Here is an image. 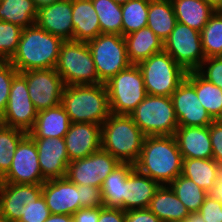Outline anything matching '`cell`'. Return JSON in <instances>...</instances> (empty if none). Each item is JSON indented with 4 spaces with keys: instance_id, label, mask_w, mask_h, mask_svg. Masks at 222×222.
I'll return each instance as SVG.
<instances>
[{
    "instance_id": "cell-1",
    "label": "cell",
    "mask_w": 222,
    "mask_h": 222,
    "mask_svg": "<svg viewBox=\"0 0 222 222\" xmlns=\"http://www.w3.org/2000/svg\"><path fill=\"white\" fill-rule=\"evenodd\" d=\"M182 162L174 135L146 136L134 168L160 185H169L182 173Z\"/></svg>"
},
{
    "instance_id": "cell-2",
    "label": "cell",
    "mask_w": 222,
    "mask_h": 222,
    "mask_svg": "<svg viewBox=\"0 0 222 222\" xmlns=\"http://www.w3.org/2000/svg\"><path fill=\"white\" fill-rule=\"evenodd\" d=\"M64 40L48 33L36 23L23 28L18 48L9 60L19 72L55 68Z\"/></svg>"
},
{
    "instance_id": "cell-3",
    "label": "cell",
    "mask_w": 222,
    "mask_h": 222,
    "mask_svg": "<svg viewBox=\"0 0 222 222\" xmlns=\"http://www.w3.org/2000/svg\"><path fill=\"white\" fill-rule=\"evenodd\" d=\"M61 105L71 123L102 125L111 114L107 89L103 83L65 86Z\"/></svg>"
},
{
    "instance_id": "cell-4",
    "label": "cell",
    "mask_w": 222,
    "mask_h": 222,
    "mask_svg": "<svg viewBox=\"0 0 222 222\" xmlns=\"http://www.w3.org/2000/svg\"><path fill=\"white\" fill-rule=\"evenodd\" d=\"M145 137L129 115L111 113L101 125V149L120 163L137 162Z\"/></svg>"
},
{
    "instance_id": "cell-5",
    "label": "cell",
    "mask_w": 222,
    "mask_h": 222,
    "mask_svg": "<svg viewBox=\"0 0 222 222\" xmlns=\"http://www.w3.org/2000/svg\"><path fill=\"white\" fill-rule=\"evenodd\" d=\"M148 95L171 97L187 71L164 50L138 64Z\"/></svg>"
},
{
    "instance_id": "cell-6",
    "label": "cell",
    "mask_w": 222,
    "mask_h": 222,
    "mask_svg": "<svg viewBox=\"0 0 222 222\" xmlns=\"http://www.w3.org/2000/svg\"><path fill=\"white\" fill-rule=\"evenodd\" d=\"M104 84L112 114L130 115L148 95L142 72L135 64L121 70Z\"/></svg>"
},
{
    "instance_id": "cell-7",
    "label": "cell",
    "mask_w": 222,
    "mask_h": 222,
    "mask_svg": "<svg viewBox=\"0 0 222 222\" xmlns=\"http://www.w3.org/2000/svg\"><path fill=\"white\" fill-rule=\"evenodd\" d=\"M55 69L66 86L101 84L87 42L64 41Z\"/></svg>"
},
{
    "instance_id": "cell-8",
    "label": "cell",
    "mask_w": 222,
    "mask_h": 222,
    "mask_svg": "<svg viewBox=\"0 0 222 222\" xmlns=\"http://www.w3.org/2000/svg\"><path fill=\"white\" fill-rule=\"evenodd\" d=\"M129 116L145 136H171L178 128L171 97L147 95Z\"/></svg>"
},
{
    "instance_id": "cell-9",
    "label": "cell",
    "mask_w": 222,
    "mask_h": 222,
    "mask_svg": "<svg viewBox=\"0 0 222 222\" xmlns=\"http://www.w3.org/2000/svg\"><path fill=\"white\" fill-rule=\"evenodd\" d=\"M95 70L101 83H106L121 70L131 65L124 36L118 34H99L87 42Z\"/></svg>"
},
{
    "instance_id": "cell-10",
    "label": "cell",
    "mask_w": 222,
    "mask_h": 222,
    "mask_svg": "<svg viewBox=\"0 0 222 222\" xmlns=\"http://www.w3.org/2000/svg\"><path fill=\"white\" fill-rule=\"evenodd\" d=\"M163 50L187 72L196 71L206 59L201 33L179 22H176L169 37L163 42Z\"/></svg>"
},
{
    "instance_id": "cell-11",
    "label": "cell",
    "mask_w": 222,
    "mask_h": 222,
    "mask_svg": "<svg viewBox=\"0 0 222 222\" xmlns=\"http://www.w3.org/2000/svg\"><path fill=\"white\" fill-rule=\"evenodd\" d=\"M20 74L26 79L29 97L37 111L61 104L66 85L55 68L33 69Z\"/></svg>"
},
{
    "instance_id": "cell-12",
    "label": "cell",
    "mask_w": 222,
    "mask_h": 222,
    "mask_svg": "<svg viewBox=\"0 0 222 222\" xmlns=\"http://www.w3.org/2000/svg\"><path fill=\"white\" fill-rule=\"evenodd\" d=\"M37 113L28 94L26 79L18 73L12 80L7 107L0 123L28 133L35 124Z\"/></svg>"
},
{
    "instance_id": "cell-13",
    "label": "cell",
    "mask_w": 222,
    "mask_h": 222,
    "mask_svg": "<svg viewBox=\"0 0 222 222\" xmlns=\"http://www.w3.org/2000/svg\"><path fill=\"white\" fill-rule=\"evenodd\" d=\"M120 162L102 149L68 164L66 178L76 185L101 188L106 177Z\"/></svg>"
},
{
    "instance_id": "cell-14",
    "label": "cell",
    "mask_w": 222,
    "mask_h": 222,
    "mask_svg": "<svg viewBox=\"0 0 222 222\" xmlns=\"http://www.w3.org/2000/svg\"><path fill=\"white\" fill-rule=\"evenodd\" d=\"M45 181L39 165L36 143L27 133L17 145L11 167L0 183L43 184Z\"/></svg>"
},
{
    "instance_id": "cell-15",
    "label": "cell",
    "mask_w": 222,
    "mask_h": 222,
    "mask_svg": "<svg viewBox=\"0 0 222 222\" xmlns=\"http://www.w3.org/2000/svg\"><path fill=\"white\" fill-rule=\"evenodd\" d=\"M171 99L178 121V127H205L210 126L214 121L201 105L195 88L186 79L172 93Z\"/></svg>"
},
{
    "instance_id": "cell-16",
    "label": "cell",
    "mask_w": 222,
    "mask_h": 222,
    "mask_svg": "<svg viewBox=\"0 0 222 222\" xmlns=\"http://www.w3.org/2000/svg\"><path fill=\"white\" fill-rule=\"evenodd\" d=\"M41 195L42 184L0 183V215L5 222H18Z\"/></svg>"
},
{
    "instance_id": "cell-17",
    "label": "cell",
    "mask_w": 222,
    "mask_h": 222,
    "mask_svg": "<svg viewBox=\"0 0 222 222\" xmlns=\"http://www.w3.org/2000/svg\"><path fill=\"white\" fill-rule=\"evenodd\" d=\"M39 165L46 180L65 178L70 163L64 138H33Z\"/></svg>"
},
{
    "instance_id": "cell-18",
    "label": "cell",
    "mask_w": 222,
    "mask_h": 222,
    "mask_svg": "<svg viewBox=\"0 0 222 222\" xmlns=\"http://www.w3.org/2000/svg\"><path fill=\"white\" fill-rule=\"evenodd\" d=\"M42 195L51 214L73 215L80 209L77 185L66 177L46 180L42 184Z\"/></svg>"
},
{
    "instance_id": "cell-19",
    "label": "cell",
    "mask_w": 222,
    "mask_h": 222,
    "mask_svg": "<svg viewBox=\"0 0 222 222\" xmlns=\"http://www.w3.org/2000/svg\"><path fill=\"white\" fill-rule=\"evenodd\" d=\"M64 141L70 162L87 157L101 149V125L71 123Z\"/></svg>"
},
{
    "instance_id": "cell-20",
    "label": "cell",
    "mask_w": 222,
    "mask_h": 222,
    "mask_svg": "<svg viewBox=\"0 0 222 222\" xmlns=\"http://www.w3.org/2000/svg\"><path fill=\"white\" fill-rule=\"evenodd\" d=\"M35 23L64 41L73 40L72 0H59L38 9Z\"/></svg>"
},
{
    "instance_id": "cell-21",
    "label": "cell",
    "mask_w": 222,
    "mask_h": 222,
    "mask_svg": "<svg viewBox=\"0 0 222 222\" xmlns=\"http://www.w3.org/2000/svg\"><path fill=\"white\" fill-rule=\"evenodd\" d=\"M174 137L182 158L212 159L213 149L210 140L209 126L178 127Z\"/></svg>"
},
{
    "instance_id": "cell-22",
    "label": "cell",
    "mask_w": 222,
    "mask_h": 222,
    "mask_svg": "<svg viewBox=\"0 0 222 222\" xmlns=\"http://www.w3.org/2000/svg\"><path fill=\"white\" fill-rule=\"evenodd\" d=\"M160 184L134 169L124 184L123 210L148 208Z\"/></svg>"
},
{
    "instance_id": "cell-23",
    "label": "cell",
    "mask_w": 222,
    "mask_h": 222,
    "mask_svg": "<svg viewBox=\"0 0 222 222\" xmlns=\"http://www.w3.org/2000/svg\"><path fill=\"white\" fill-rule=\"evenodd\" d=\"M73 40L88 42L101 34L97 12L91 0H72Z\"/></svg>"
},
{
    "instance_id": "cell-24",
    "label": "cell",
    "mask_w": 222,
    "mask_h": 222,
    "mask_svg": "<svg viewBox=\"0 0 222 222\" xmlns=\"http://www.w3.org/2000/svg\"><path fill=\"white\" fill-rule=\"evenodd\" d=\"M70 124L69 117L60 104L38 111L35 124L28 134L32 138H64Z\"/></svg>"
},
{
    "instance_id": "cell-25",
    "label": "cell",
    "mask_w": 222,
    "mask_h": 222,
    "mask_svg": "<svg viewBox=\"0 0 222 222\" xmlns=\"http://www.w3.org/2000/svg\"><path fill=\"white\" fill-rule=\"evenodd\" d=\"M148 209L152 211L161 222L186 220L190 215L187 208L175 195L169 185H160L151 199Z\"/></svg>"
},
{
    "instance_id": "cell-26",
    "label": "cell",
    "mask_w": 222,
    "mask_h": 222,
    "mask_svg": "<svg viewBox=\"0 0 222 222\" xmlns=\"http://www.w3.org/2000/svg\"><path fill=\"white\" fill-rule=\"evenodd\" d=\"M131 64L138 65L153 54L163 51V41L148 27L124 36Z\"/></svg>"
},
{
    "instance_id": "cell-27",
    "label": "cell",
    "mask_w": 222,
    "mask_h": 222,
    "mask_svg": "<svg viewBox=\"0 0 222 222\" xmlns=\"http://www.w3.org/2000/svg\"><path fill=\"white\" fill-rule=\"evenodd\" d=\"M176 21L199 32L208 23L215 9L204 0H171Z\"/></svg>"
},
{
    "instance_id": "cell-28",
    "label": "cell",
    "mask_w": 222,
    "mask_h": 222,
    "mask_svg": "<svg viewBox=\"0 0 222 222\" xmlns=\"http://www.w3.org/2000/svg\"><path fill=\"white\" fill-rule=\"evenodd\" d=\"M181 174L208 192L222 175V166L213 158H187L183 159Z\"/></svg>"
},
{
    "instance_id": "cell-29",
    "label": "cell",
    "mask_w": 222,
    "mask_h": 222,
    "mask_svg": "<svg viewBox=\"0 0 222 222\" xmlns=\"http://www.w3.org/2000/svg\"><path fill=\"white\" fill-rule=\"evenodd\" d=\"M185 79L195 88L201 105L216 121L222 113V89L207 81L197 71H188Z\"/></svg>"
},
{
    "instance_id": "cell-30",
    "label": "cell",
    "mask_w": 222,
    "mask_h": 222,
    "mask_svg": "<svg viewBox=\"0 0 222 222\" xmlns=\"http://www.w3.org/2000/svg\"><path fill=\"white\" fill-rule=\"evenodd\" d=\"M130 163H120L106 177L101 186L104 207L121 208L123 210L124 184L128 175L134 170Z\"/></svg>"
},
{
    "instance_id": "cell-31",
    "label": "cell",
    "mask_w": 222,
    "mask_h": 222,
    "mask_svg": "<svg viewBox=\"0 0 222 222\" xmlns=\"http://www.w3.org/2000/svg\"><path fill=\"white\" fill-rule=\"evenodd\" d=\"M176 22L171 0H150L147 27L163 42L169 37Z\"/></svg>"
},
{
    "instance_id": "cell-32",
    "label": "cell",
    "mask_w": 222,
    "mask_h": 222,
    "mask_svg": "<svg viewBox=\"0 0 222 222\" xmlns=\"http://www.w3.org/2000/svg\"><path fill=\"white\" fill-rule=\"evenodd\" d=\"M37 11L33 0H0V20L22 28L35 24Z\"/></svg>"
},
{
    "instance_id": "cell-33",
    "label": "cell",
    "mask_w": 222,
    "mask_h": 222,
    "mask_svg": "<svg viewBox=\"0 0 222 222\" xmlns=\"http://www.w3.org/2000/svg\"><path fill=\"white\" fill-rule=\"evenodd\" d=\"M169 186L189 213H198L208 195L204 189L182 174L178 175Z\"/></svg>"
},
{
    "instance_id": "cell-34",
    "label": "cell",
    "mask_w": 222,
    "mask_h": 222,
    "mask_svg": "<svg viewBox=\"0 0 222 222\" xmlns=\"http://www.w3.org/2000/svg\"><path fill=\"white\" fill-rule=\"evenodd\" d=\"M98 15L101 34H118L122 36L121 5L113 0H91Z\"/></svg>"
},
{
    "instance_id": "cell-35",
    "label": "cell",
    "mask_w": 222,
    "mask_h": 222,
    "mask_svg": "<svg viewBox=\"0 0 222 222\" xmlns=\"http://www.w3.org/2000/svg\"><path fill=\"white\" fill-rule=\"evenodd\" d=\"M149 3L150 0H130L121 5L122 36L147 27Z\"/></svg>"
},
{
    "instance_id": "cell-36",
    "label": "cell",
    "mask_w": 222,
    "mask_h": 222,
    "mask_svg": "<svg viewBox=\"0 0 222 222\" xmlns=\"http://www.w3.org/2000/svg\"><path fill=\"white\" fill-rule=\"evenodd\" d=\"M27 132L0 123V176L10 169L17 145Z\"/></svg>"
},
{
    "instance_id": "cell-37",
    "label": "cell",
    "mask_w": 222,
    "mask_h": 222,
    "mask_svg": "<svg viewBox=\"0 0 222 222\" xmlns=\"http://www.w3.org/2000/svg\"><path fill=\"white\" fill-rule=\"evenodd\" d=\"M200 33L205 57L222 56V14L218 10L210 17Z\"/></svg>"
},
{
    "instance_id": "cell-38",
    "label": "cell",
    "mask_w": 222,
    "mask_h": 222,
    "mask_svg": "<svg viewBox=\"0 0 222 222\" xmlns=\"http://www.w3.org/2000/svg\"><path fill=\"white\" fill-rule=\"evenodd\" d=\"M23 28L0 20V60H10L16 53Z\"/></svg>"
},
{
    "instance_id": "cell-39",
    "label": "cell",
    "mask_w": 222,
    "mask_h": 222,
    "mask_svg": "<svg viewBox=\"0 0 222 222\" xmlns=\"http://www.w3.org/2000/svg\"><path fill=\"white\" fill-rule=\"evenodd\" d=\"M18 73L9 60H0V117L7 107L12 80Z\"/></svg>"
},
{
    "instance_id": "cell-40",
    "label": "cell",
    "mask_w": 222,
    "mask_h": 222,
    "mask_svg": "<svg viewBox=\"0 0 222 222\" xmlns=\"http://www.w3.org/2000/svg\"><path fill=\"white\" fill-rule=\"evenodd\" d=\"M203 78L222 89V57L206 58L196 70Z\"/></svg>"
},
{
    "instance_id": "cell-41",
    "label": "cell",
    "mask_w": 222,
    "mask_h": 222,
    "mask_svg": "<svg viewBox=\"0 0 222 222\" xmlns=\"http://www.w3.org/2000/svg\"><path fill=\"white\" fill-rule=\"evenodd\" d=\"M50 214L45 199L41 195L36 201L30 202L26 213L22 215L18 222H44Z\"/></svg>"
},
{
    "instance_id": "cell-42",
    "label": "cell",
    "mask_w": 222,
    "mask_h": 222,
    "mask_svg": "<svg viewBox=\"0 0 222 222\" xmlns=\"http://www.w3.org/2000/svg\"><path fill=\"white\" fill-rule=\"evenodd\" d=\"M80 196V208L103 206L101 189L91 185H77Z\"/></svg>"
},
{
    "instance_id": "cell-43",
    "label": "cell",
    "mask_w": 222,
    "mask_h": 222,
    "mask_svg": "<svg viewBox=\"0 0 222 222\" xmlns=\"http://www.w3.org/2000/svg\"><path fill=\"white\" fill-rule=\"evenodd\" d=\"M198 213L205 222H222V202L207 195Z\"/></svg>"
},
{
    "instance_id": "cell-44",
    "label": "cell",
    "mask_w": 222,
    "mask_h": 222,
    "mask_svg": "<svg viewBox=\"0 0 222 222\" xmlns=\"http://www.w3.org/2000/svg\"><path fill=\"white\" fill-rule=\"evenodd\" d=\"M210 140L212 142L213 159L222 166V125L213 121L209 126Z\"/></svg>"
},
{
    "instance_id": "cell-45",
    "label": "cell",
    "mask_w": 222,
    "mask_h": 222,
    "mask_svg": "<svg viewBox=\"0 0 222 222\" xmlns=\"http://www.w3.org/2000/svg\"><path fill=\"white\" fill-rule=\"evenodd\" d=\"M125 222H161V220L148 208H141L125 211Z\"/></svg>"
},
{
    "instance_id": "cell-46",
    "label": "cell",
    "mask_w": 222,
    "mask_h": 222,
    "mask_svg": "<svg viewBox=\"0 0 222 222\" xmlns=\"http://www.w3.org/2000/svg\"><path fill=\"white\" fill-rule=\"evenodd\" d=\"M98 222H125V211L121 208L100 206Z\"/></svg>"
},
{
    "instance_id": "cell-47",
    "label": "cell",
    "mask_w": 222,
    "mask_h": 222,
    "mask_svg": "<svg viewBox=\"0 0 222 222\" xmlns=\"http://www.w3.org/2000/svg\"><path fill=\"white\" fill-rule=\"evenodd\" d=\"M100 207L80 208L73 215V222H98Z\"/></svg>"
},
{
    "instance_id": "cell-48",
    "label": "cell",
    "mask_w": 222,
    "mask_h": 222,
    "mask_svg": "<svg viewBox=\"0 0 222 222\" xmlns=\"http://www.w3.org/2000/svg\"><path fill=\"white\" fill-rule=\"evenodd\" d=\"M212 198H216L222 202V175L219 177L216 184L207 192Z\"/></svg>"
},
{
    "instance_id": "cell-49",
    "label": "cell",
    "mask_w": 222,
    "mask_h": 222,
    "mask_svg": "<svg viewBox=\"0 0 222 222\" xmlns=\"http://www.w3.org/2000/svg\"><path fill=\"white\" fill-rule=\"evenodd\" d=\"M44 222H73L72 215L50 214Z\"/></svg>"
},
{
    "instance_id": "cell-50",
    "label": "cell",
    "mask_w": 222,
    "mask_h": 222,
    "mask_svg": "<svg viewBox=\"0 0 222 222\" xmlns=\"http://www.w3.org/2000/svg\"><path fill=\"white\" fill-rule=\"evenodd\" d=\"M173 222H205L199 213H190L186 220L173 221Z\"/></svg>"
},
{
    "instance_id": "cell-51",
    "label": "cell",
    "mask_w": 222,
    "mask_h": 222,
    "mask_svg": "<svg viewBox=\"0 0 222 222\" xmlns=\"http://www.w3.org/2000/svg\"><path fill=\"white\" fill-rule=\"evenodd\" d=\"M59 0H33L35 7L38 9L45 7V6H49L54 2H57Z\"/></svg>"
},
{
    "instance_id": "cell-52",
    "label": "cell",
    "mask_w": 222,
    "mask_h": 222,
    "mask_svg": "<svg viewBox=\"0 0 222 222\" xmlns=\"http://www.w3.org/2000/svg\"><path fill=\"white\" fill-rule=\"evenodd\" d=\"M209 5H211L215 10H219V8L222 6V0H204Z\"/></svg>"
},
{
    "instance_id": "cell-53",
    "label": "cell",
    "mask_w": 222,
    "mask_h": 222,
    "mask_svg": "<svg viewBox=\"0 0 222 222\" xmlns=\"http://www.w3.org/2000/svg\"><path fill=\"white\" fill-rule=\"evenodd\" d=\"M113 1L117 4L123 5V4H126L130 0H113Z\"/></svg>"
},
{
    "instance_id": "cell-54",
    "label": "cell",
    "mask_w": 222,
    "mask_h": 222,
    "mask_svg": "<svg viewBox=\"0 0 222 222\" xmlns=\"http://www.w3.org/2000/svg\"><path fill=\"white\" fill-rule=\"evenodd\" d=\"M216 121L222 125V113L220 114V116L217 118Z\"/></svg>"
},
{
    "instance_id": "cell-55",
    "label": "cell",
    "mask_w": 222,
    "mask_h": 222,
    "mask_svg": "<svg viewBox=\"0 0 222 222\" xmlns=\"http://www.w3.org/2000/svg\"><path fill=\"white\" fill-rule=\"evenodd\" d=\"M0 222H5V220L3 219L1 215H0Z\"/></svg>"
},
{
    "instance_id": "cell-56",
    "label": "cell",
    "mask_w": 222,
    "mask_h": 222,
    "mask_svg": "<svg viewBox=\"0 0 222 222\" xmlns=\"http://www.w3.org/2000/svg\"><path fill=\"white\" fill-rule=\"evenodd\" d=\"M222 14V6L218 10Z\"/></svg>"
}]
</instances>
